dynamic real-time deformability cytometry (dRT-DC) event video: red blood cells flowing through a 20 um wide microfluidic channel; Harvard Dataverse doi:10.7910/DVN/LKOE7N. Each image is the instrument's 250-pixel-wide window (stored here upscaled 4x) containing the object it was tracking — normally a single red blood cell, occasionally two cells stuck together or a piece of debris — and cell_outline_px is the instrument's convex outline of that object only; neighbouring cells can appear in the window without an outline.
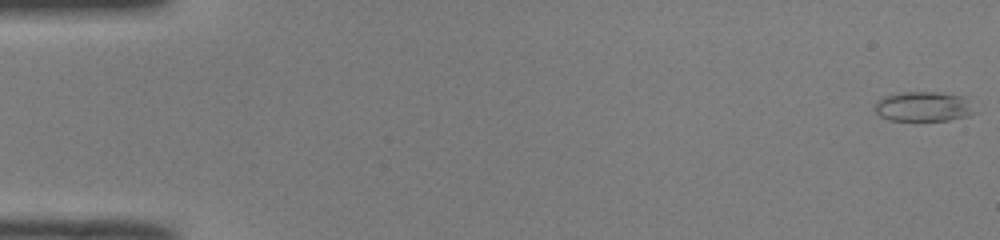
{"species": "common noctule bat (a hibernating species)", "species_latin": "Nyctalus noctula", "temperature_condition": "room temperature", "stored_images_in_passage": 15, "camera_frame_rate_fps": 3000, "um_per_image_px": 0.085, "animal": {"sex": "male", "body_mass_g": 19.0, "forearm_length_mm": 50.8}, "frame": {"image": 1, "passage_image": 1, "time_ms": 0.0, "image_size_px": [1000, 240], "cell_outline_px": [[980, 112], [968, 116], [948, 120], [888, 120], [880, 116], [872, 108], [884, 96], [900, 92], [940, 92], [960, 96]], "centroid_in_image_um": [78.49, 9.06], "position_along_channel_um": 6.5, "area_um2": 17.34}}
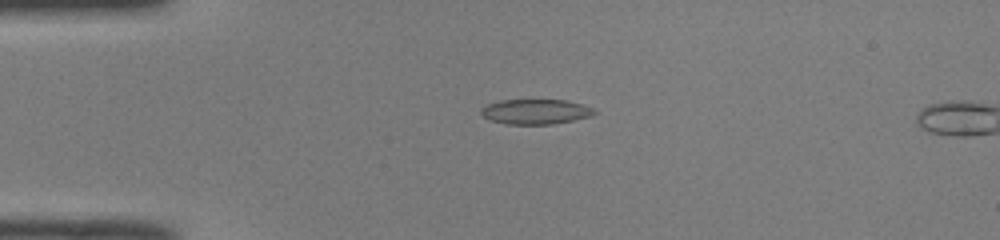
{"frame": {"image": 2, "passage_image": 13, "time_ms": 4.0, "image_size_px": [1000, 240], "cell_outline_px": [[596, 112], [592, 116], [552, 124], [504, 124], [488, 120], [480, 112], [480, 108], [488, 104], [500, 100], [564, 100], [580, 104], [592, 108]], "centroid_in_image_um": [45.47, 9.5], "position_along_channel_um": 39.5, "area_um2": 16.42}}